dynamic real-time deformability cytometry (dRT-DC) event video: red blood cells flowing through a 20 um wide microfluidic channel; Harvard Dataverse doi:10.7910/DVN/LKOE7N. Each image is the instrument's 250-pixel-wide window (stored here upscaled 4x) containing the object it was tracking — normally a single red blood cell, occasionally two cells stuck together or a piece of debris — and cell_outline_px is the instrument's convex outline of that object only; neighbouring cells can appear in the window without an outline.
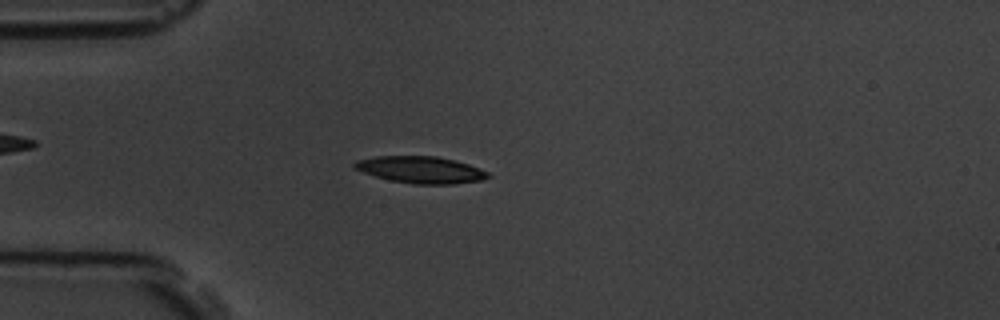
{"species": "common noctule bat (a hibernating species)", "species_latin": "Nyctalus noctula", "temperature_condition": "room temperature", "stored_images_in_passage": 4, "camera_frame_rate_fps": 3000, "um_per_image_px": 0.085, "animal": {"sex": "male", "body_mass_g": 19.5, "forearm_length_mm": 54.6}, "frame": {"image": 1, "passage_image": 4, "time_ms": 3.333, "image_size_px": [1000, 320], "cell_outline_px": [[492, 176], [484, 180], [452, 184], [412, 184], [388, 180], [352, 168], [352, 164], [356, 160], [376, 156], [436, 156], [468, 164], [480, 168], [488, 172]], "centroid_in_image_um": [35.76, 14.43], "position_along_channel_um": 49.2, "area_um2": 20.98}}